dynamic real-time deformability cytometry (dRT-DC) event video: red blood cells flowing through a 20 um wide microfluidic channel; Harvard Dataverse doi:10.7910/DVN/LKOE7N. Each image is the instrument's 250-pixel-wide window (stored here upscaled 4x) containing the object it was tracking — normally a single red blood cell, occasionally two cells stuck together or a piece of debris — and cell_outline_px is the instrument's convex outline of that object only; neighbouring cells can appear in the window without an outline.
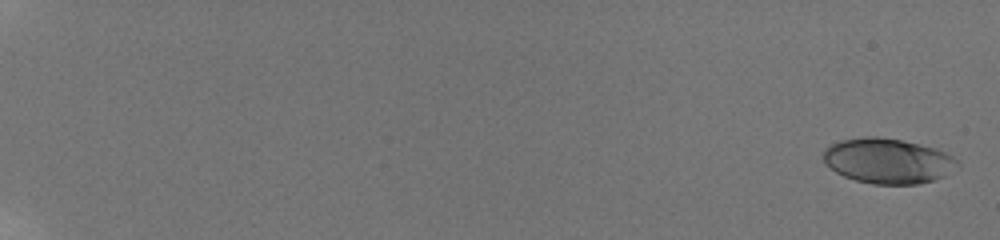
{"species": "human", "species_latin": "Homo sapiens", "temperature_condition": "room temperature", "stored_images_in_passage": 14, "camera_frame_rate_fps": 3000, "um_per_image_px": 0.085, "donor": {"sex": "male"}, "frame": {"image": 1, "passage_image": 1, "time_ms": 0.0, "image_size_px": [1000, 240], "cell_outline_px": [[960, 164], [944, 176], [920, 184], [872, 184], [856, 180], [844, 176], [836, 172], [824, 160], [824, 148], [840, 140], [864, 136], [876, 136], [900, 140], [920, 144], [936, 148], [960, 160]], "centroid_in_image_um": [75.49, 13.67], "position_along_channel_um": 9.5, "area_um2": 35.2}}
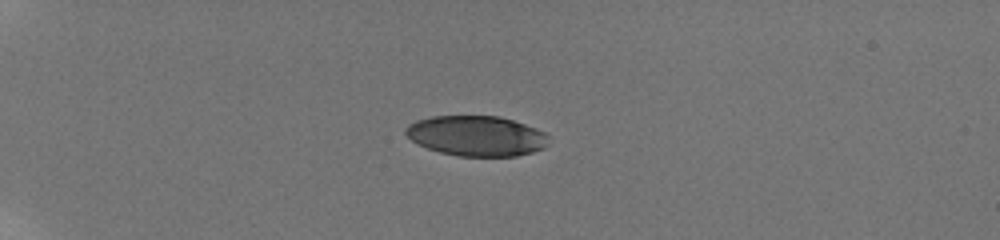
{"frame": {"image": 2, "passage_image": 10, "time_ms": 5.667, "image_size_px": [1000, 240], "cell_outline_px": [[548, 144], [544, 148], [532, 152], [516, 156], [460, 156], [440, 152], [428, 148], [412, 140], [404, 132], [404, 128], [408, 124], [416, 120], [432, 116], [500, 116], [536, 128], [544, 132], [548, 136]], "centroid_in_image_um": [40.5, 11.54], "position_along_channel_um": 44.5, "area_um2": 33.47}}
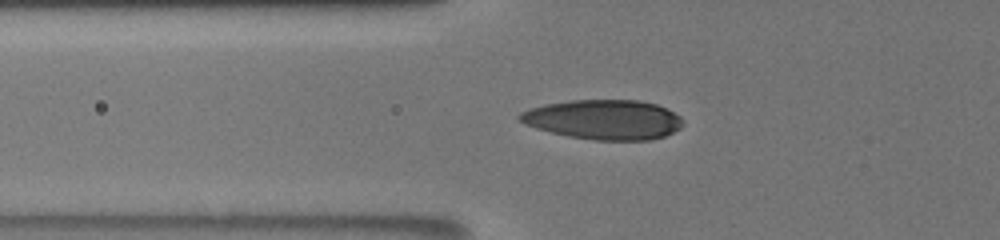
{"frame": {"image": 3, "passage_image": 12, "time_ms": 8.0, "image_size_px": [1000, 240], "cell_outline_px": [[684, 124], [680, 128], [664, 136], [652, 140], [596, 140], [568, 136], [536, 128], [524, 124], [516, 116], [520, 112], [528, 108], [544, 104], [572, 100], [640, 100], [656, 104], [680, 116]], "centroid_in_image_um": [51.29, 10.16], "position_along_channel_um": 74.5, "area_um2": 37.8}}